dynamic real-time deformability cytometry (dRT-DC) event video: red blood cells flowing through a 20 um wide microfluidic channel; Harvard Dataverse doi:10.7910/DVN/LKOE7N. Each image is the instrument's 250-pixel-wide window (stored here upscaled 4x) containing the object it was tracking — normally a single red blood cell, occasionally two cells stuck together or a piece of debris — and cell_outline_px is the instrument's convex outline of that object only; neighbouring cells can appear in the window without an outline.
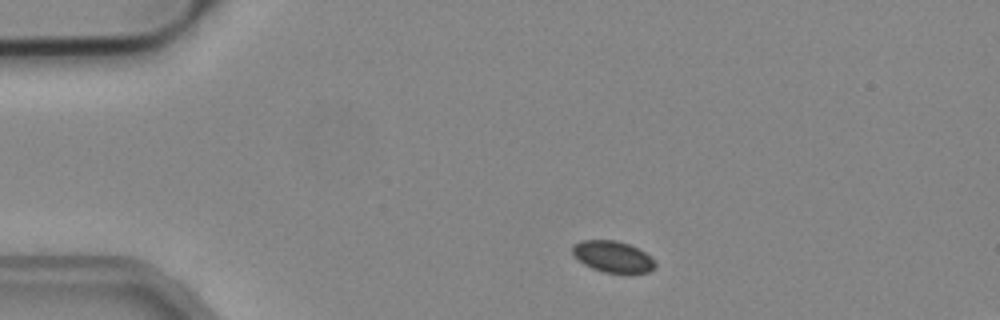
{"species": "common noctule bat (a hibernating species)", "species_latin": "Nyctalus noctula", "temperature_condition": "cold", "stored_images_in_passage": 36, "camera_frame_rate_fps": 3000, "um_per_image_px": 0.085, "animal": {"sex": "male", "body_mass_g": 19.2, "forearm_length_mm": 51.8}, "frame": {"image": 1, "passage_image": 1, "time_ms": 0.0, "image_size_px": [1000, 320], "cell_outline_px": [[656, 264], [648, 272], [604, 272], [592, 268], [584, 264], [572, 252], [572, 244], [580, 240], [616, 240], [628, 244], [644, 252]], "centroid_in_image_um": [52.03, 21.79], "position_along_channel_um": 33.0, "area_um2": 14.68}}
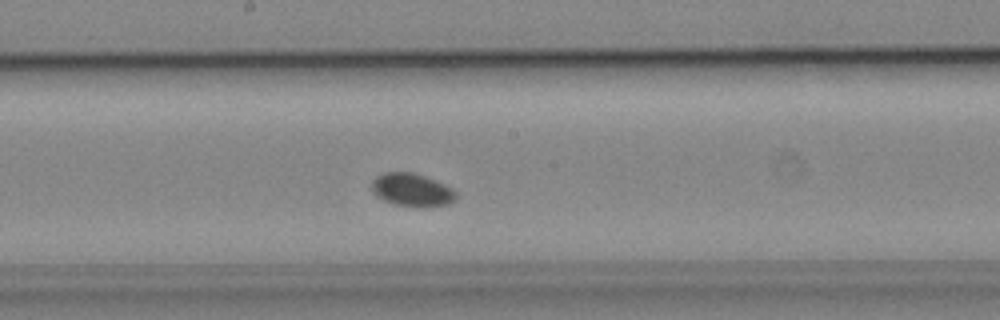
{"frame": {"image": 2, "passage_image": 19, "time_ms": 6.0, "image_size_px": [1000, 320], "cell_outline_px": [[456, 200], [448, 204], [396, 204], [384, 200], [376, 196], [372, 192], [372, 180], [376, 176], [384, 172], [412, 172], [436, 180], [452, 188], [456, 192]], "centroid_in_image_um": [34.98, 16.08], "position_along_channel_um": 213.2, "area_um2": 15.61}}
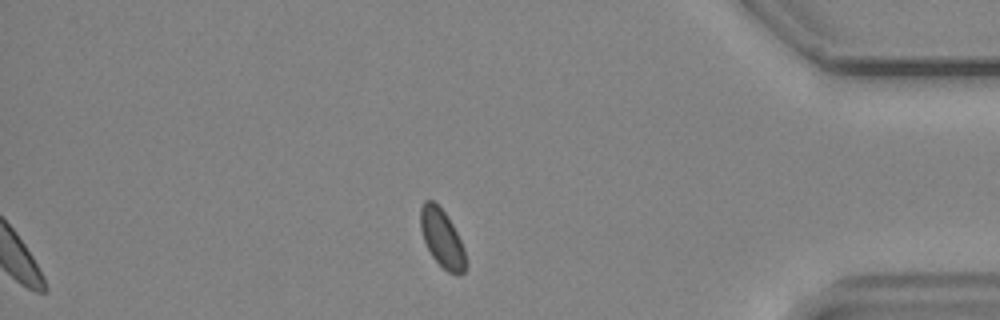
{"frame": {"image": 3, "passage_image": 36, "time_ms": 11.667, "image_size_px": [1000, 320], "cell_outline_px": [[468, 264], [464, 272], [460, 276], [456, 276], [448, 272], [432, 256], [424, 240], [420, 228], [420, 208], [424, 200], [432, 200], [448, 216], [464, 248]], "centroid_in_image_um": [37.59, 20.29], "position_along_channel_um": 397.6, "area_um2": 15.37}}